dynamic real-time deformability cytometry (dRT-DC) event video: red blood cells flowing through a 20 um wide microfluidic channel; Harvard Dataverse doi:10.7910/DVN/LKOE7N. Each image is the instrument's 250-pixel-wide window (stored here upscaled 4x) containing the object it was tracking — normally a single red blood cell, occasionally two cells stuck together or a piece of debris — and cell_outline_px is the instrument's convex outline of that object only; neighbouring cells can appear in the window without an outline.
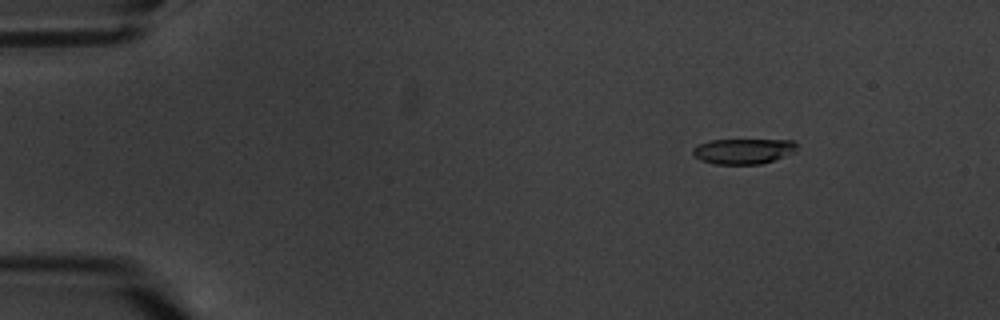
{"species": "common noctule bat (a hibernating species)", "species_latin": "Nyctalus noctula", "temperature_condition": "warm", "stored_images_in_passage": 6, "camera_frame_rate_fps": 3000, "um_per_image_px": 0.085, "animal": {"sex": "male", "body_mass_g": 20.1, "forearm_length_mm": 53.5}, "frame": {"image": 1, "passage_image": 3, "time_ms": 2.333, "image_size_px": [1000, 320], "cell_outline_px": [[796, 152], [760, 164], [716, 164], [700, 160], [692, 152], [692, 148], [700, 144], [712, 140], [792, 140], [796, 144]], "centroid_in_image_um": [63.18, 12.85], "position_along_channel_um": 21.8, "area_um2": 15.2}}
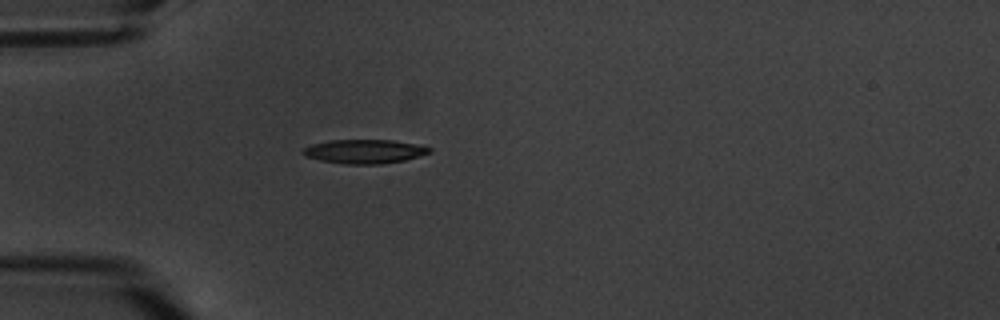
{"frame": {"image": 2, "passage_image": 6, "time_ms": 5.667, "image_size_px": [1000, 320], "cell_outline_px": [[432, 152], [404, 160], [380, 164], [344, 164], [320, 160], [304, 156], [300, 152], [304, 148], [312, 144], [328, 140], [392, 140], [432, 148]], "centroid_in_image_um": [30.92, 12.87], "position_along_channel_um": 54.1, "area_um2": 17.57}}